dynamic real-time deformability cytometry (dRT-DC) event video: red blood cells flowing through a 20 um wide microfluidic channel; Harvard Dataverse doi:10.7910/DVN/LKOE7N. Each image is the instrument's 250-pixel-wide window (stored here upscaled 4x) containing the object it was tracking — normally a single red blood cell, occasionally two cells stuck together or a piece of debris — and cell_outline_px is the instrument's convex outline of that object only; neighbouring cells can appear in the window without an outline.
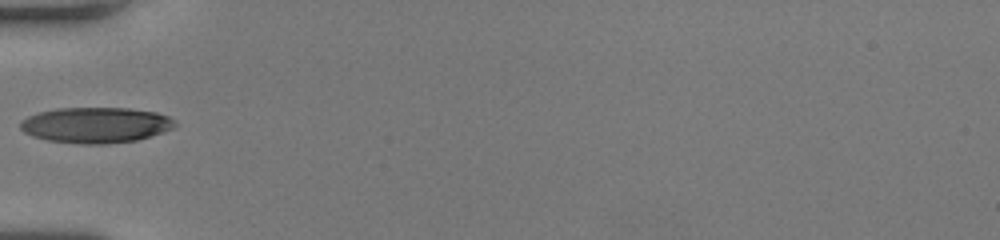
{"species": "human", "species_latin": "Homo sapiens", "temperature_condition": "room temperature", "stored_images_in_passage": 13, "camera_frame_rate_fps": 3000, "um_per_image_px": 0.085, "donor": {"sex": "female"}, "frame": {"image": 1, "passage_image": 1, "time_ms": 0.0, "image_size_px": [1000, 240], "cell_outline_px": [[176, 124], [172, 128], [164, 132], [136, 140], [104, 144], [80, 144], [48, 140], [32, 136], [24, 132], [20, 128], [20, 120], [28, 116], [40, 112], [56, 108], [128, 108], [156, 112], [168, 116]], "centroid_in_image_um": [8.11, 10.63], "position_along_channel_um": 76.9, "area_um2": 32.08}}
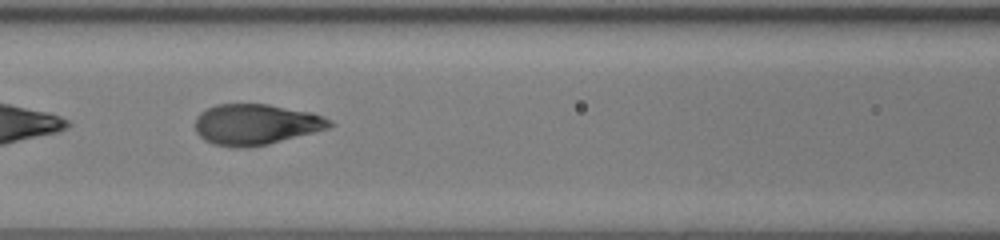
{"frame": {"image": 2, "passage_image": 6, "time_ms": 1.667, "image_size_px": [1000, 240], "cell_outline_px": [[336, 124], [328, 128], [268, 144], [244, 148], [236, 148], [212, 144], [204, 140], [196, 132], [196, 116], [200, 112], [216, 104], [268, 104], [312, 112], [324, 116], [332, 120]], "centroid_in_image_um": [21.75, 10.57], "position_along_channel_um": 144.8, "area_um2": 32.08}}